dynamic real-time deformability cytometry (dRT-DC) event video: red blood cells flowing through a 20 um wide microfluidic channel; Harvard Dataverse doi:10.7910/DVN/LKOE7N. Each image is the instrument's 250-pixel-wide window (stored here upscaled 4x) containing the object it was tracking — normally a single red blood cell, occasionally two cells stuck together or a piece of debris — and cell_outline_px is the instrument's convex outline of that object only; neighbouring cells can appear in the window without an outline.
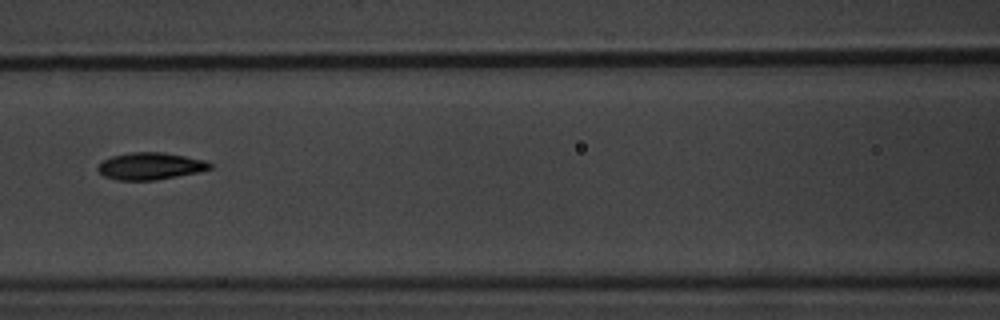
{"species": "common noctule bat (a hibernating species)", "species_latin": "Nyctalus noctula", "temperature_condition": "warm", "stored_images_in_passage": 9, "camera_frame_rate_fps": 3000, "um_per_image_px": 0.085, "animal": {"sex": "male", "body_mass_g": 20.1, "forearm_length_mm": 53.5}, "frame": {"image": 1, "passage_image": 7, "time_ms": 8.0, "image_size_px": [1000, 320], "cell_outline_px": [[212, 168], [196, 172], [176, 176], [152, 180], [116, 180], [104, 176], [96, 168], [104, 160], [112, 156], [132, 152], [164, 152], [204, 160], [212, 164]], "centroid_in_image_um": [12.76, 14.11], "position_along_channel_um": 153.8, "area_um2": 17.4}}
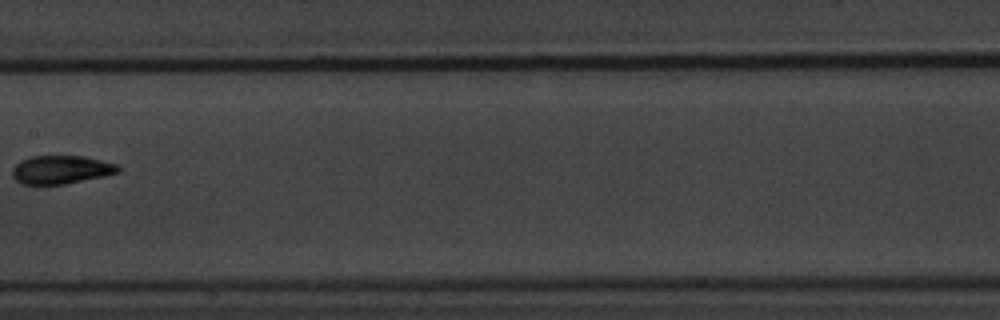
{"frame": {"image": 2, "passage_image": 8, "time_ms": 9.333, "image_size_px": [1000, 320], "cell_outline_px": [[120, 172], [104, 176], [64, 184], [20, 184], [12, 176], [12, 168], [20, 160], [32, 156], [84, 156], [116, 164], [120, 168]], "centroid_in_image_um": [5.17, 14.42], "position_along_channel_um": 202.2, "area_um2": 17.46}}